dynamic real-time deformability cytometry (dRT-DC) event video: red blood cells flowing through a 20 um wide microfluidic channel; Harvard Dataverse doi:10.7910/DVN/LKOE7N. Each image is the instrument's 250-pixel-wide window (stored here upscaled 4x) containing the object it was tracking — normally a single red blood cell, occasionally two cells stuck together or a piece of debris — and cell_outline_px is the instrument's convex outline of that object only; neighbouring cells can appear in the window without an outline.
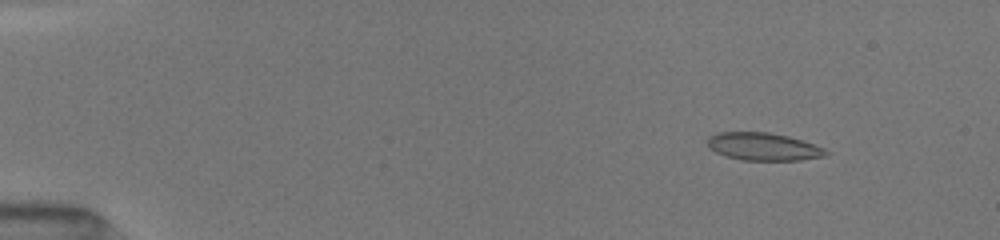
{"species": "common noctule bat (a hibernating species)", "species_latin": "Nyctalus noctula", "temperature_condition": "room temperature", "stored_images_in_passage": 7, "camera_frame_rate_fps": 3000, "um_per_image_px": 0.085, "animal": {"sex": "female", "body_mass_g": 19.5, "forearm_length_mm": 54.1}, "frame": {"image": 1, "passage_image": 3, "time_ms": 2.0, "image_size_px": [1000, 240], "cell_outline_px": [[832, 152], [824, 156], [800, 160], [740, 160], [724, 156], [708, 148], [708, 136], [716, 132], [768, 132], [788, 136], [804, 140], [824, 148]], "centroid_in_image_um": [64.88, 12.46], "position_along_channel_um": 20.1, "area_um2": 19.36}}
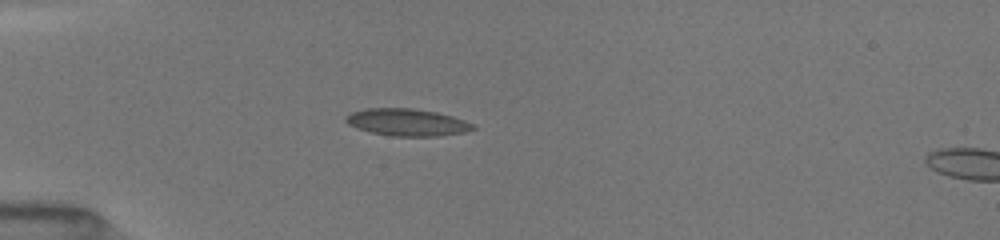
{"frame": {"image": 2, "passage_image": 6, "time_ms": 5.0, "image_size_px": [1000, 240], "cell_outline_px": [[476, 128], [464, 132], [440, 136], [392, 136], [368, 132], [356, 128], [348, 124], [344, 120], [344, 116], [352, 112], [364, 108], [412, 108], [436, 112], [452, 116], [464, 120], [472, 124]], "centroid_in_image_um": [34.54, 10.39], "position_along_channel_um": 50.5, "area_um2": 20.23}}